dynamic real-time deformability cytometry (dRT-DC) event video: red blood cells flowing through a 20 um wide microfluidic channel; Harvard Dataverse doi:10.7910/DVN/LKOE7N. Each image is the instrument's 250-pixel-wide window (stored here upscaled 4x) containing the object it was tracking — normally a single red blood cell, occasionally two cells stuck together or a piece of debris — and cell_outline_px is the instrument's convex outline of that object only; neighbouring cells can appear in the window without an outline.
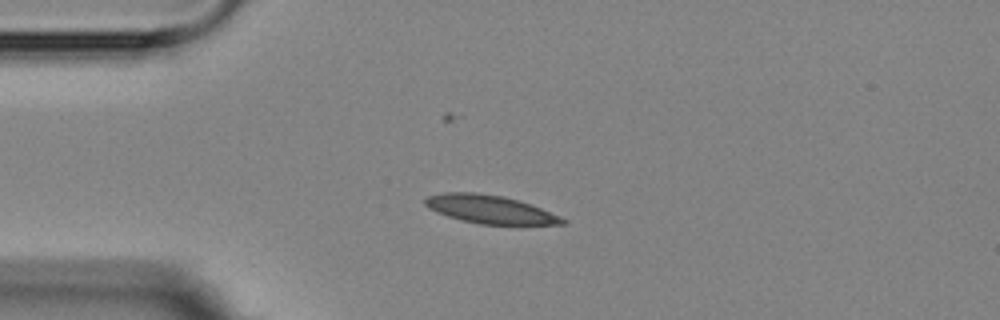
{"species": "Egyptian fruit bat (a non-hibernating species)", "species_latin": "Rousettus aegyptiacus", "temperature_condition": "room temperature", "stored_images_in_passage": 5, "camera_frame_rate_fps": 3000, "um_per_image_px": 0.085, "animal": {"sex": "female"}, "frame": {"image": 1, "passage_image": 4, "time_ms": 3.333, "image_size_px": [1000, 320], "cell_outline_px": [[568, 220], [564, 224], [480, 224], [460, 220], [436, 212], [428, 208], [424, 204], [424, 200], [428, 196], [444, 192], [476, 192], [504, 196], [540, 208], [560, 216]], "centroid_in_image_um": [41.6, 17.79], "position_along_channel_um": 43.4, "area_um2": 22.43}}